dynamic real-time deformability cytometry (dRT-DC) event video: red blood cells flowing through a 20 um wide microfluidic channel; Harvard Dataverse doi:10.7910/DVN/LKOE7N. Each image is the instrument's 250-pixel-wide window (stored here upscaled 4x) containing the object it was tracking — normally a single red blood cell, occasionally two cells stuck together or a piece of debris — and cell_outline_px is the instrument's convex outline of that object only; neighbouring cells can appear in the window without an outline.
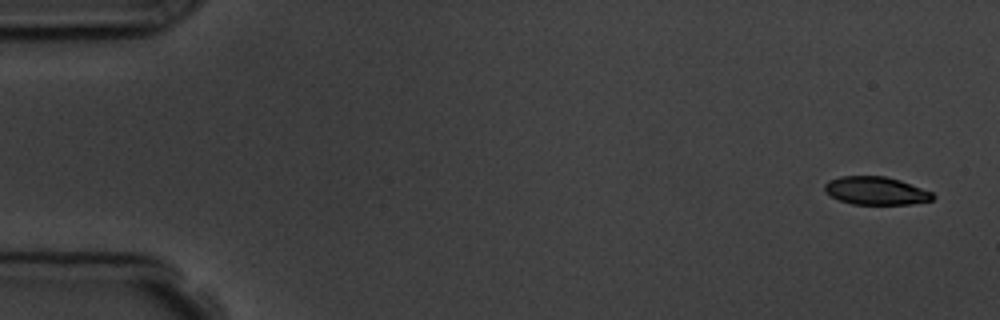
{"species": "common noctule bat (a hibernating species)", "species_latin": "Nyctalus noctula", "temperature_condition": "room temperature", "stored_images_in_passage": 6, "camera_frame_rate_fps": 3000, "um_per_image_px": 0.085, "animal": {"sex": "male", "body_mass_g": 19.5, "forearm_length_mm": 54.6}, "frame": {"image": 1, "passage_image": 1, "time_ms": 0.0, "image_size_px": [1000, 320], "cell_outline_px": [[936, 196], [932, 200], [912, 204], [852, 204], [840, 200], [824, 192], [824, 184], [828, 180], [840, 176], [884, 176], [900, 180], [932, 192]], "centroid_in_image_um": [74.44, 16.21], "position_along_channel_um": 10.6, "area_um2": 17.69}}
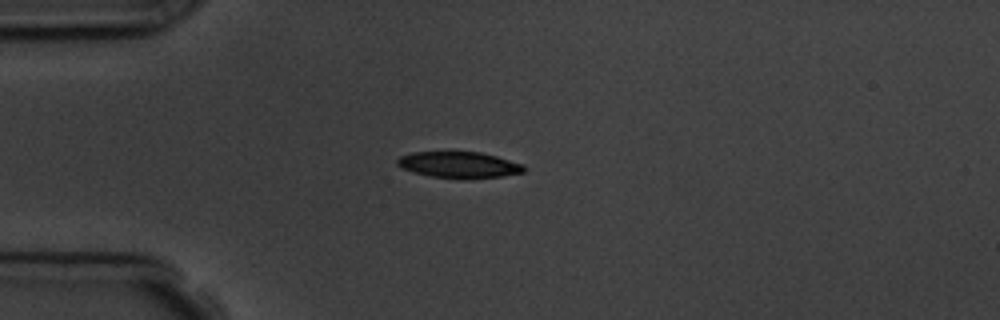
{"frame": {"image": 2, "passage_image": 4, "time_ms": 4.0, "image_size_px": [1000, 320], "cell_outline_px": [[528, 168], [524, 172], [504, 176], [432, 176], [416, 172], [404, 168], [396, 164], [396, 160], [400, 156], [412, 152], [480, 152], [496, 156], [524, 164]], "centroid_in_image_um": [39.05, 13.96], "position_along_channel_um": 45.9, "area_um2": 18.5}}
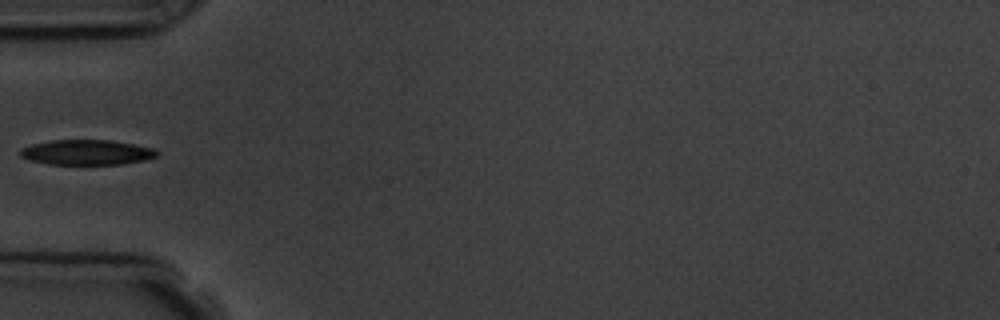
{"frame": {"image": 3, "passage_image": 5, "time_ms": 5.333, "image_size_px": [1000, 320], "cell_outline_px": [[160, 152], [156, 156], [144, 160], [120, 164], [48, 164], [28, 160], [20, 156], [20, 148], [32, 144], [52, 140], [108, 140], [132, 144], [152, 148]], "centroid_in_image_um": [7.33, 12.95], "position_along_channel_um": 77.7, "area_um2": 19.88}}